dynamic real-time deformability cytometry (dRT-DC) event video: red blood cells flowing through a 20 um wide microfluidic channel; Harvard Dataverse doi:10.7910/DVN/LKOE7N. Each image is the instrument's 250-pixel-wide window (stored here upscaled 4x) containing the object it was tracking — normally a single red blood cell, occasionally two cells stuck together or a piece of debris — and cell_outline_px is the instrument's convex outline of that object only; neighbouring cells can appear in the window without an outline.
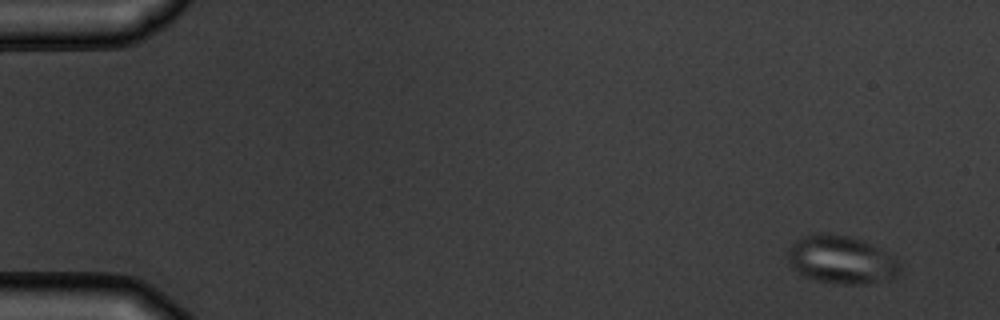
{"species": "common noctule bat (a hibernating species)", "species_latin": "Nyctalus noctula", "temperature_condition": "warm", "stored_images_in_passage": 5, "camera_frame_rate_fps": 3000, "um_per_image_px": 0.085, "animal": {"sex": "male", "body_mass_g": 19.5, "forearm_length_mm": 54.6}, "frame": {"image": 1, "passage_image": 1, "time_ms": 0.0, "image_size_px": [1000, 320], "cell_outline_px": [[900, 272], [896, 276], [864, 284], [844, 284], [816, 280], [804, 276], [792, 268], [788, 256], [788, 248], [796, 240], [804, 236], [820, 232], [848, 236], [864, 240], [896, 256], [900, 260]], "centroid_in_image_um": [71.53, 22.06], "position_along_channel_um": 13.5, "area_um2": 31.44}}